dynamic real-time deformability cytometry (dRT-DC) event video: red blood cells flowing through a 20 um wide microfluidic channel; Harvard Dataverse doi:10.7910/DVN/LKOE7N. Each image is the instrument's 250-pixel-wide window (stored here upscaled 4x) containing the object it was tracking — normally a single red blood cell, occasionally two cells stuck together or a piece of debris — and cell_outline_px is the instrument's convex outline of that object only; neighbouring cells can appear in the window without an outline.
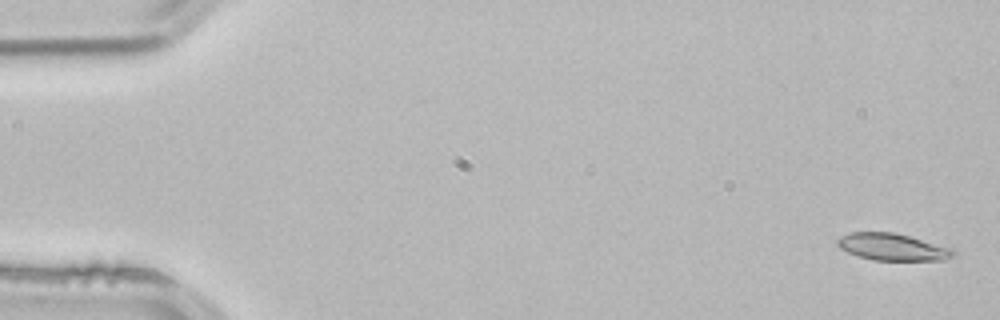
{"species": "common noctule bat (a hibernating species)", "species_latin": "Nyctalus noctula", "temperature_condition": "room temperature", "stored_images_in_passage": 3, "camera_frame_rate_fps": 3000, "um_per_image_px": 0.085, "animal": {"sex": "male", "body_mass_g": 21.5, "forearm_length_mm": 52.0}, "frame": {"image": 1, "passage_image": 1, "time_ms": 0.0, "image_size_px": [1000, 320], "cell_outline_px": [[956, 252], [952, 256], [944, 260], [872, 260], [848, 252], [840, 248], [836, 244], [836, 240], [840, 236], [852, 232], [892, 232], [908, 236], [952, 248]], "centroid_in_image_um": [75.83, 20.99], "position_along_channel_um": 9.2, "area_um2": 18.03}}